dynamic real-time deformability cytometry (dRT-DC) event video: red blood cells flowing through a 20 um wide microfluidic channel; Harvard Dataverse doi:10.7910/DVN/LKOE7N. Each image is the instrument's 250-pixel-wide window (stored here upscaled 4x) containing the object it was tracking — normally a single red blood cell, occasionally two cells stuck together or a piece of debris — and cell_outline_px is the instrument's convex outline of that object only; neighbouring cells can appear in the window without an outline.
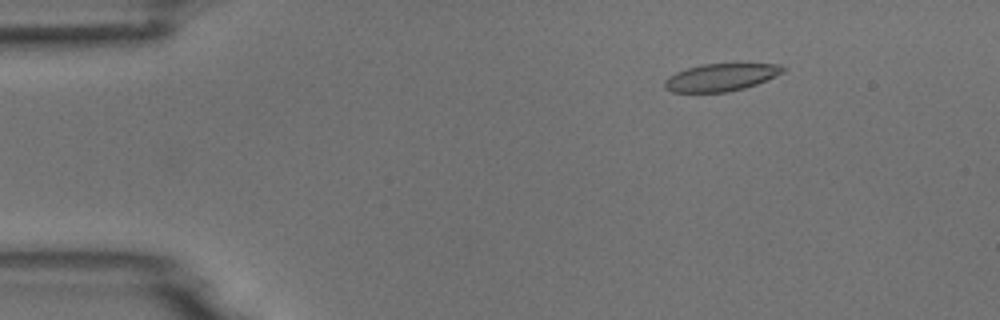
{"species": "common noctule bat (a hibernating species)", "species_latin": "Nyctalus noctula", "temperature_condition": "room temperature", "stored_images_in_passage": 47, "camera_frame_rate_fps": 3000, "um_per_image_px": 0.085, "animal": {"sex": "male", "body_mass_g": 18.8}, "frame": {"image": 1, "passage_image": 1, "time_ms": 0.0, "image_size_px": [1000, 320], "cell_outline_px": [[788, 68], [784, 72], [756, 84], [744, 88], [724, 92], [672, 92], [664, 88], [664, 80], [668, 76], [676, 72], [688, 68], [704, 64], [780, 64]], "centroid_in_image_um": [61.27, 6.57], "position_along_channel_um": 23.7, "area_um2": 18.84}}
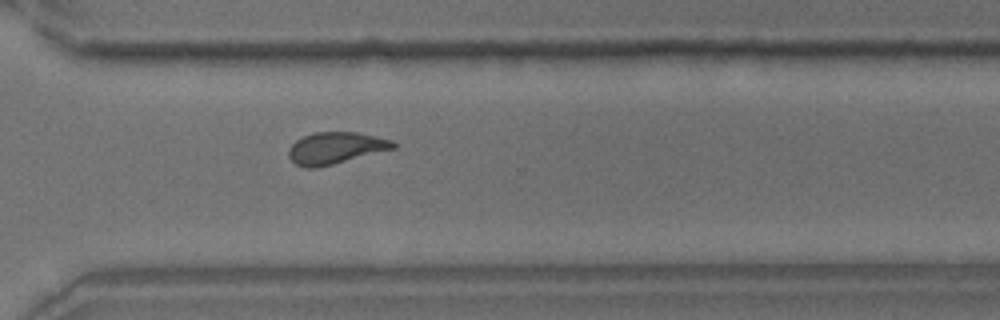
{"frame": {"image": 2, "passage_image": 32, "time_ms": 10.333, "image_size_px": [1000, 320], "cell_outline_px": [[396, 148], [316, 168], [304, 168], [296, 164], [288, 156], [288, 148], [296, 140], [312, 132], [356, 132], [376, 136], [392, 140], [396, 144]], "centroid_in_image_um": [28.5, 12.58], "position_along_channel_um": 342.1, "area_um2": 19.31}}
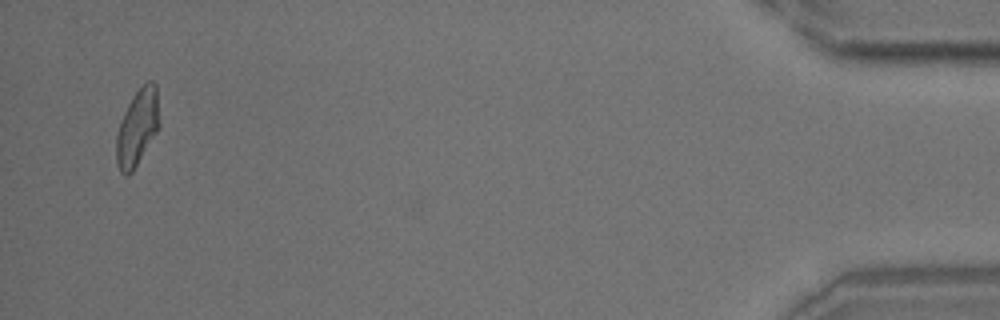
{"frame": {"image": 3, "passage_image": 45, "time_ms": 14.667, "image_size_px": [1000, 320], "cell_outline_px": [[160, 124], [156, 132], [132, 172], [128, 176], [124, 176], [120, 172], [116, 164], [116, 136], [120, 120], [132, 96], [148, 80], [152, 80], [156, 84]], "centroid_in_image_um": [11.66, 10.84], "position_along_channel_um": 423.5, "area_um2": 19.13}, "authors_computed_cell_mechanics": {"area_um2": 19.4208, "velocity_mm_per_s": 3.7725, "shape_relaxation_time_tau1_ms": 5.1644, "shape_relaxation_time_tau2_ms": 1.3851, "deformation_change_tau1": 0.155, "deformation_change_tau2": 0.0959}}